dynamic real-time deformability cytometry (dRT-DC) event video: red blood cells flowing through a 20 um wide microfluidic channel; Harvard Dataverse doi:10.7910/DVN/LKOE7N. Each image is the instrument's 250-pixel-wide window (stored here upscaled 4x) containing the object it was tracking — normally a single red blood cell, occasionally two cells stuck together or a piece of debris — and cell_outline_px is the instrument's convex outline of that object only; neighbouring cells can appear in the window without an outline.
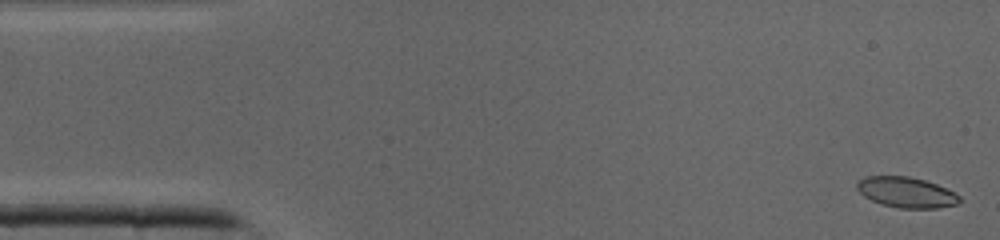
{"species": "common noctule bat (a hibernating species)", "species_latin": "Nyctalus noctula", "temperature_condition": "cold", "stored_images_in_passage": 41, "camera_frame_rate_fps": 3000, "um_per_image_px": 0.085, "animal": {"sex": "male", "body_mass_g": 19.0, "forearm_length_mm": 50.8}, "frame": {"image": 1, "passage_image": 1, "time_ms": 0.0, "image_size_px": [1000, 240], "cell_outline_px": [[960, 200], [956, 204], [936, 208], [900, 208], [884, 204], [872, 200], [864, 196], [856, 188], [856, 184], [864, 176], [908, 176], [924, 180], [936, 184], [956, 192], [960, 196]], "centroid_in_image_um": [77.04, 16.34], "position_along_channel_um": 8.0, "area_um2": 18.09}}
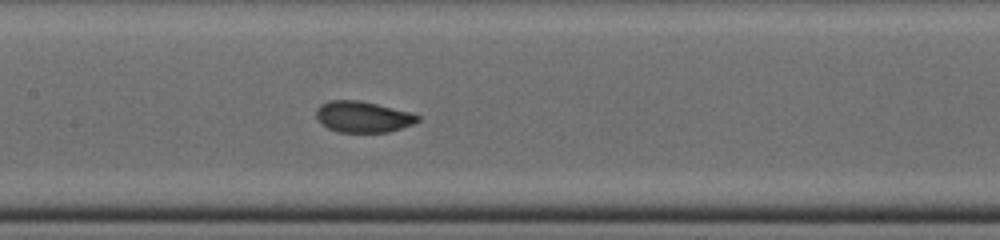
{"frame": {"image": 2, "passage_image": 19, "time_ms": 6.0, "image_size_px": [1000, 240], "cell_outline_px": [[420, 120], [412, 124], [388, 132], [336, 132], [328, 128], [316, 116], [316, 108], [320, 104], [328, 100], [360, 100], [408, 112], [420, 116]], "centroid_in_image_um": [30.81, 9.92], "position_along_channel_um": 176.6, "area_um2": 18.21}}
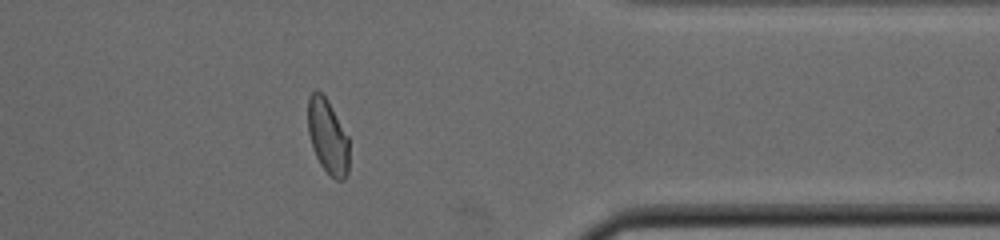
{"frame": {"image": 3, "passage_image": 33, "time_ms": 10.667, "image_size_px": [1000, 240], "cell_outline_px": [[348, 172], [344, 180], [336, 180], [320, 164], [316, 156], [308, 132], [308, 96], [316, 88], [328, 100], [348, 136]], "centroid_in_image_um": [27.85, 11.57], "position_along_channel_um": 383.5, "area_um2": 17.8}}